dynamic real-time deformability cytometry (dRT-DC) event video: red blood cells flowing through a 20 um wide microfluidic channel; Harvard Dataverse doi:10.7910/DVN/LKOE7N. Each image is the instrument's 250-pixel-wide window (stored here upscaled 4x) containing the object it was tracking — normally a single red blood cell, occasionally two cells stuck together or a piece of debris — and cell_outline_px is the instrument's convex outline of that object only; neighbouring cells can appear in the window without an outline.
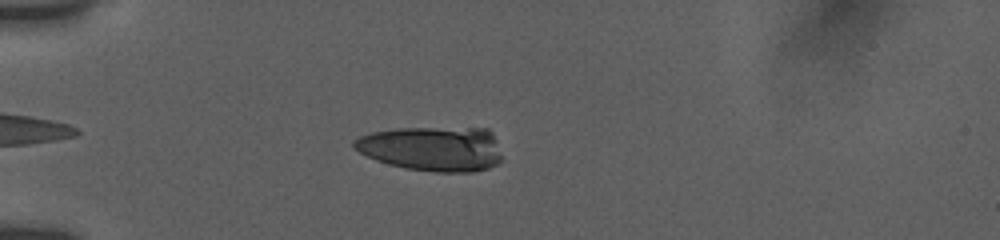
{"species": "human", "species_latin": "Homo sapiens", "temperature_condition": "room temperature", "stored_images_in_passage": 25, "camera_frame_rate_fps": 3000, "um_per_image_px": 0.085, "donor": {"sex": "female"}, "frame": {"image": 1, "passage_image": 6, "time_ms": 1.667, "image_size_px": [1000, 240], "cell_outline_px": [[500, 160], [496, 164], [488, 168], [472, 172], [436, 172], [404, 168], [388, 164], [376, 160], [352, 148], [352, 140], [360, 136], [372, 132], [400, 128], [488, 128], [492, 132], [496, 140], [500, 156]], "centroid_in_image_um": [36.73, 12.63], "position_along_channel_um": 48.3, "area_um2": 38.67}}